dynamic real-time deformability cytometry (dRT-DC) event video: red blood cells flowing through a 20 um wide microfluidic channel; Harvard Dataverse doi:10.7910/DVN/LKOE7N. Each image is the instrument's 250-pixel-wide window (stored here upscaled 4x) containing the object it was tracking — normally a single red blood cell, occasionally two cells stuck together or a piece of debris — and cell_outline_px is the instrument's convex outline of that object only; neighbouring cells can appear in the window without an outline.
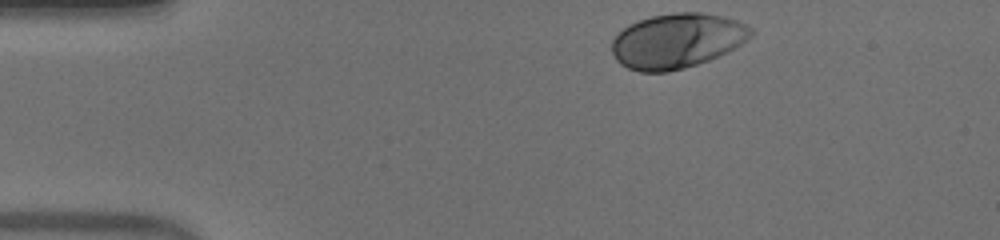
{"species": "human", "species_latin": "Homo sapiens", "temperature_condition": "warm", "stored_images_in_passage": 35, "camera_frame_rate_fps": 3000, "um_per_image_px": 0.085, "donor": {"sex": "male"}, "frame": {"image": 1, "passage_image": 1, "time_ms": 0.0, "image_size_px": [1000, 240], "cell_outline_px": [[756, 32], [752, 36], [728, 52], [708, 60], [684, 68], [668, 72], [640, 72], [628, 68], [620, 64], [616, 60], [612, 52], [612, 40], [628, 24], [652, 16], [676, 12], [700, 12], [724, 16], [736, 20], [752, 28]], "centroid_in_image_um": [57.56, 3.47], "position_along_channel_um": 27.4, "area_um2": 44.45}}
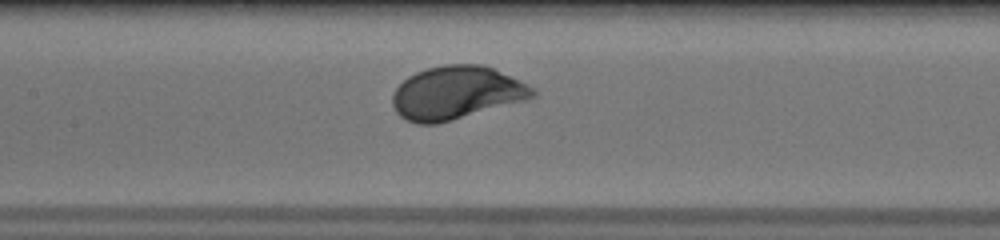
{"frame": {"image": 2, "passage_image": 17, "time_ms": 5.333, "image_size_px": [1000, 240], "cell_outline_px": [[536, 96], [524, 100], [452, 120], [436, 124], [416, 124], [400, 116], [396, 112], [392, 104], [392, 92], [408, 76], [416, 72], [428, 68], [444, 64], [480, 64], [492, 68], [528, 84], [536, 88]], "centroid_in_image_um": [38.77, 7.89], "position_along_channel_um": 168.6, "area_um2": 43.23}}
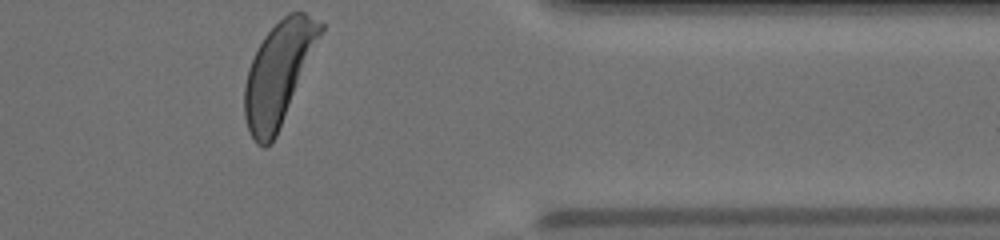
{"frame": {"image": 3, "passage_image": 35, "time_ms": 11.333, "image_size_px": [1000, 240], "cell_outline_px": [[324, 28], [276, 136], [264, 148], [256, 144], [248, 128], [244, 116], [244, 84], [248, 68], [264, 36], [288, 12], [304, 12], [324, 24]], "centroid_in_image_um": [23.65, 6.24], "position_along_channel_um": 387.7, "area_um2": 44.22}, "authors_computed_cell_mechanics": {"area_um2": 43.061, "velocity_mm_per_s": 3.9251, "shape_relaxation_time_tau1_ms": 1.5451, "shape_relaxation_time_tau2_ms": null, "deformation_change_tau1": 0.1519, "deformation_change_tau2": null}}